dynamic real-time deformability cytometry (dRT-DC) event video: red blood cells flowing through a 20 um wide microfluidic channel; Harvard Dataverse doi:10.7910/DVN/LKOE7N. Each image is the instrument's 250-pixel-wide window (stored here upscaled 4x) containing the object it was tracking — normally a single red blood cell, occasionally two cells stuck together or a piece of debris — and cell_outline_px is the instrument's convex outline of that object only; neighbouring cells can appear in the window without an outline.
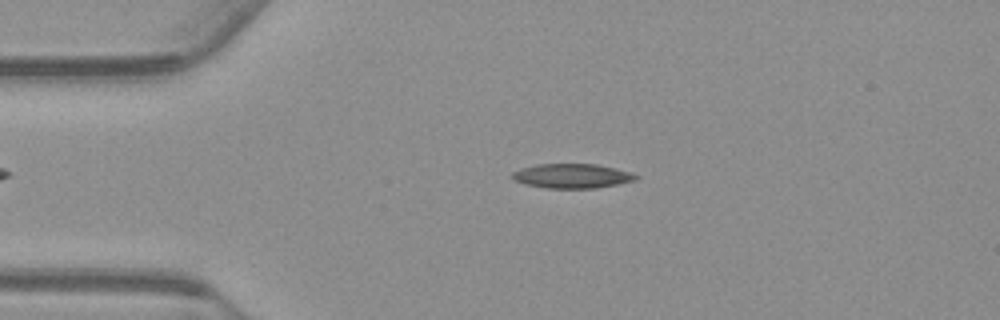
{"species": "common noctule bat (a hibernating species)", "species_latin": "Nyctalus noctula", "temperature_condition": "warm", "stored_images_in_passage": 54, "camera_frame_rate_fps": 3000, "um_per_image_px": 0.085, "animal": {"sex": "male", "body_mass_g": 23.1, "forearm_length_mm": 52.7}, "frame": {"image": 1, "passage_image": 11, "time_ms": 3.333, "image_size_px": [1000, 320], "cell_outline_px": [[640, 176], [636, 180], [596, 188], [548, 188], [524, 184], [512, 180], [508, 176], [512, 172], [520, 168], [536, 164], [596, 164], [616, 168], [632, 172]], "centroid_in_image_um": [48.58, 14.95], "position_along_channel_um": 36.4, "area_um2": 17.86}}
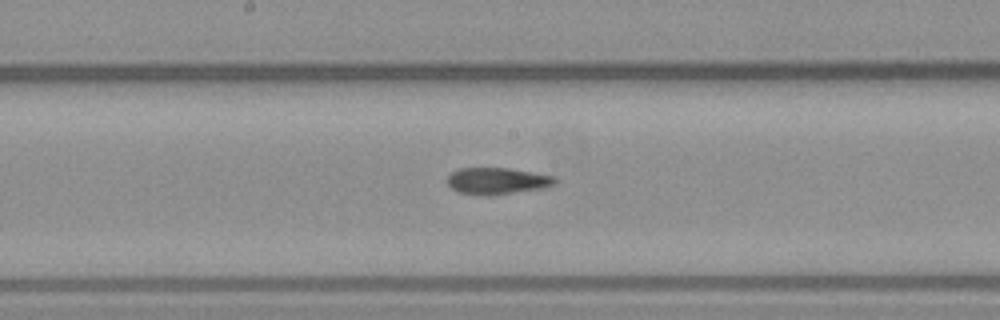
{"frame": {"image": 2, "passage_image": 27, "time_ms": 8.667, "image_size_px": [1000, 320], "cell_outline_px": [[560, 180], [556, 184], [548, 188], [492, 196], [484, 196], [460, 192], [452, 188], [448, 184], [448, 176], [452, 172], [460, 168], [508, 168], [556, 176]], "centroid_in_image_um": [42.36, 15.39], "position_along_channel_um": 205.8, "area_um2": 17.11}}
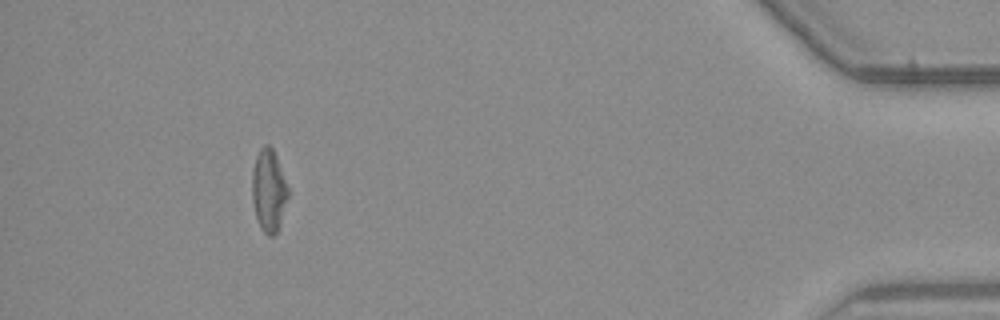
{"frame": {"image": 3, "passage_image": 49, "time_ms": 16.0, "image_size_px": [1000, 320], "cell_outline_px": [[288, 196], [280, 224], [276, 232], [272, 236], [268, 236], [260, 228], [256, 216], [252, 200], [252, 168], [256, 156], [260, 148], [264, 144], [268, 144], [272, 148], [276, 156], [288, 188]], "centroid_in_image_um": [22.82, 16.18], "position_along_channel_um": 412.4, "area_um2": 17.17}, "authors_computed_cell_mechanics": {"area_um2": 17.5134, "velocity_mm_per_s": 3.7542, "shape_relaxation_time_tau1_ms": null, "shape_relaxation_time_tau2_ms": 3.5295, "deformation_change_tau1": null, "deformation_change_tau2": 0.1162}}